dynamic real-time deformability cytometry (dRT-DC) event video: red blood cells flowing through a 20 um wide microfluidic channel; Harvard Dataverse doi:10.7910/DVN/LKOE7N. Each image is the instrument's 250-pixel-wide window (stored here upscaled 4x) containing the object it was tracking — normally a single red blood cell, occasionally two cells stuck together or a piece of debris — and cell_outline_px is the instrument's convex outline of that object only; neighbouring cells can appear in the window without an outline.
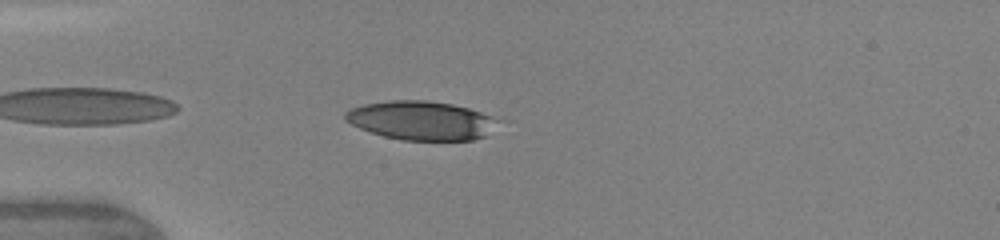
{"species": "human", "species_latin": "Homo sapiens", "temperature_condition": "warm", "stored_images_in_passage": 5, "camera_frame_rate_fps": 3000, "um_per_image_px": 0.085, "donor": {"sex": "female"}, "frame": {"image": 1, "passage_image": 5, "time_ms": 3.333, "image_size_px": [1000, 240], "cell_outline_px": [[512, 120], [484, 136], [472, 140], [404, 140], [384, 136], [360, 128], [344, 120], [344, 112], [352, 108], [364, 104], [388, 100], [424, 100], [452, 104], [468, 108]], "centroid_in_image_um": [35.97, 10.24], "position_along_channel_um": 49.0, "area_um2": 35.43}}